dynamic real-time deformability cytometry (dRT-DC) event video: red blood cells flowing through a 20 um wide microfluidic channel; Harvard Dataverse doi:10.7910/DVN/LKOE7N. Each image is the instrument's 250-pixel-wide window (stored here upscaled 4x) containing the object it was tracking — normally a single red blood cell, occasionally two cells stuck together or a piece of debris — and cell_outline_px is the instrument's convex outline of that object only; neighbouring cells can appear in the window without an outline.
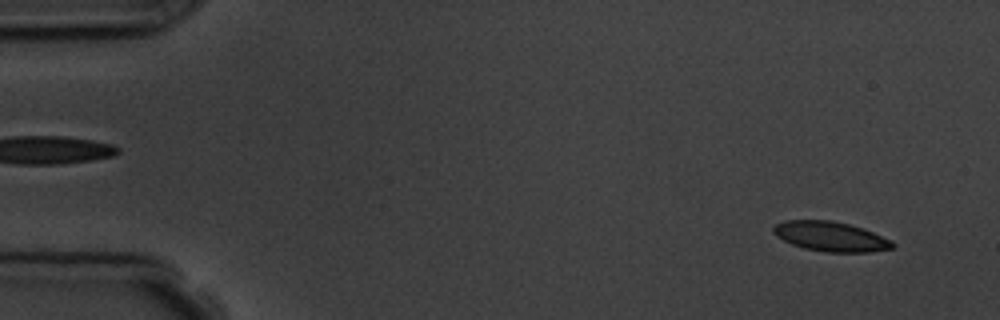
{"species": "common noctule bat (a hibernating species)", "species_latin": "Nyctalus noctula", "temperature_condition": "room temperature", "stored_images_in_passage": 3, "segment_of_instrument_passage": [2, 2], "camera_frame_rate_fps": 3000, "um_per_image_px": 0.085, "animal": {"sex": "male", "body_mass_g": 19.5, "forearm_length_mm": 54.6}, "frame": {"image": 1, "passage_image": 3, "time_ms": 2.333, "image_size_px": [1000, 320], "cell_outline_px": [[896, 244], [892, 248], [868, 252], [824, 252], [804, 248], [792, 244], [776, 236], [772, 232], [772, 228], [776, 224], [784, 220], [832, 220], [864, 228], [892, 240]], "centroid_in_image_um": [70.6, 20.09], "position_along_channel_um": 14.4, "area_um2": 20.75}}